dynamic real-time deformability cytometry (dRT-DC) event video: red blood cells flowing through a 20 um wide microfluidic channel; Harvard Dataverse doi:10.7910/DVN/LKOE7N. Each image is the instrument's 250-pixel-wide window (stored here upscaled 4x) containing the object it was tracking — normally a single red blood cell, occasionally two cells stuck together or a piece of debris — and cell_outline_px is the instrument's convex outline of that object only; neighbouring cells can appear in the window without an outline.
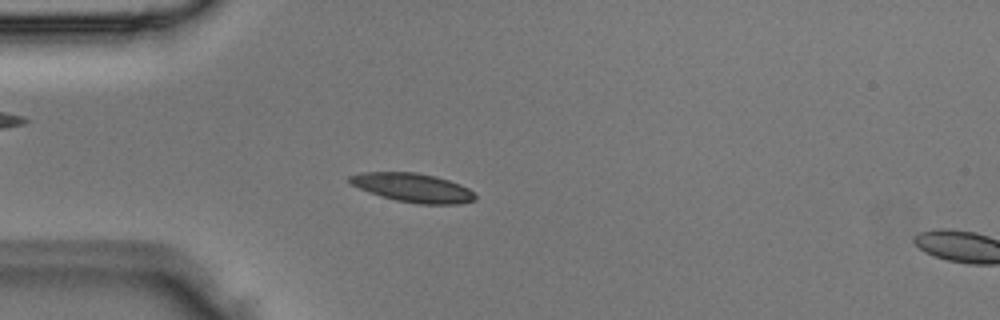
{"species": "Egyptian fruit bat (a non-hibernating species)", "species_latin": "Rousettus aegyptiacus", "temperature_condition": "room temperature", "stored_images_in_passage": 4, "segment_of_instrument_passage": [1, 2], "camera_frame_rate_fps": 3000, "um_per_image_px": 0.085, "animal": {"sex": "male"}, "frame": {"image": 1, "passage_image": 3, "time_ms": 0.667, "image_size_px": [1000, 320], "cell_outline_px": [[476, 200], [460, 204], [420, 204], [396, 200], [380, 196], [368, 192], [352, 184], [348, 180], [348, 176], [360, 172], [416, 172], [436, 176], [460, 184], [468, 188], [476, 196]], "centroid_in_image_um": [35.09, 15.95], "position_along_channel_um": 49.9, "area_um2": 21.15}}